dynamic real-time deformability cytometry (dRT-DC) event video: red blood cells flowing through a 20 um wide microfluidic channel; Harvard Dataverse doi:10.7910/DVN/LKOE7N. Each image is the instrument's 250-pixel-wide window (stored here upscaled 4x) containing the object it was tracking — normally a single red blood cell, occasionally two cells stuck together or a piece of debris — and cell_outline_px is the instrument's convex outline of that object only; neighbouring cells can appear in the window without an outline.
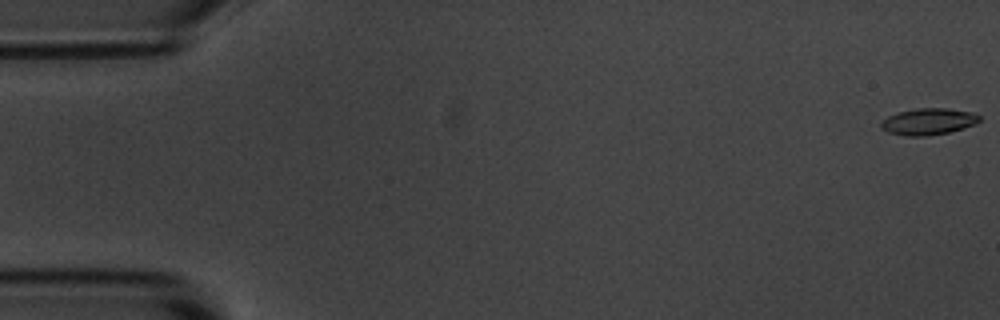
{"species": "common noctule bat (a hibernating species)", "species_latin": "Nyctalus noctula", "temperature_condition": "room temperature", "stored_images_in_passage": 5, "segment_of_instrument_passage": [2, 2], "camera_frame_rate_fps": 3000, "um_per_image_px": 0.085, "animal": {"sex": "male", "body_mass_g": 20.1, "forearm_length_mm": 53.5}, "frame": {"image": 1, "passage_image": 5, "time_ms": 4.667, "image_size_px": [1000, 320], "cell_outline_px": [[980, 120], [976, 124], [964, 128], [948, 132], [928, 136], [904, 136], [888, 132], [880, 128], [880, 120], [888, 116], [900, 112], [916, 108], [948, 108], [972, 112], [980, 116]], "centroid_in_image_um": [78.89, 10.33], "position_along_channel_um": 6.1, "area_um2": 15.37}}